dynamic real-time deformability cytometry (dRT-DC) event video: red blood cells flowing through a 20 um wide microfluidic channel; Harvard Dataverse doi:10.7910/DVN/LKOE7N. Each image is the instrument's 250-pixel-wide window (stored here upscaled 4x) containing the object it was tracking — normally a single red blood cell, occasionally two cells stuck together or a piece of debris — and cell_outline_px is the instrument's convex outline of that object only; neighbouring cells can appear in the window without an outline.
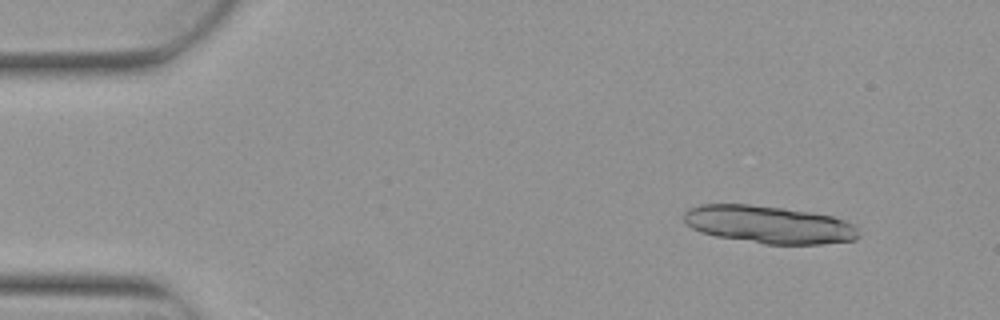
{"species": "Egyptian fruit bat (a non-hibernating species)", "species_latin": "Rousettus aegyptiacus", "temperature_condition": "warm", "stored_images_in_passage": 4, "camera_frame_rate_fps": 3000, "um_per_image_px": 0.085, "animal": {"sex": "female"}, "frame": {"image": 1, "passage_image": 2, "time_ms": 0.333, "image_size_px": [1000, 320], "cell_outline_px": [[860, 236], [856, 240], [820, 244], [764, 244], [716, 236], [700, 232], [692, 228], [684, 220], [684, 212], [688, 208], [700, 204], [748, 204], [784, 208], [812, 212], [832, 216], [844, 220], [852, 224], [860, 232]], "centroid_in_image_um": [65.36, 19.08], "position_along_channel_um": 19.6, "area_um2": 38.49}}